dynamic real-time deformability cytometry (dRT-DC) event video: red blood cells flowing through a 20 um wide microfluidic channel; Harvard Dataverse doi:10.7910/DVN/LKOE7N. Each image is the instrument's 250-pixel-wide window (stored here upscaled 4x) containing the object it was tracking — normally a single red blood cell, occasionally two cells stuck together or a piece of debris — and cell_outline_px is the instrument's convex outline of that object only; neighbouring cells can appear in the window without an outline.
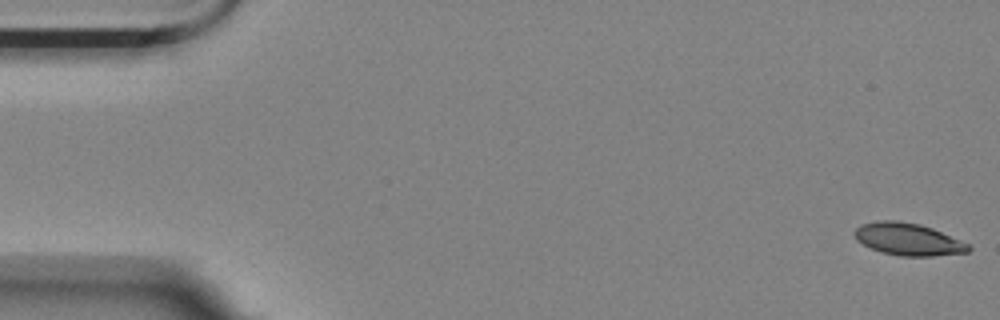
{"species": "Egyptian fruit bat (a non-hibernating species)", "species_latin": "Rousettus aegyptiacus", "temperature_condition": "room temperature", "stored_images_in_passage": 6, "camera_frame_rate_fps": 3000, "um_per_image_px": 0.085, "animal": {"sex": "female"}, "frame": {"image": 1, "passage_image": 1, "time_ms": 0.0, "image_size_px": [1000, 320], "cell_outline_px": [[972, 248], [968, 252], [932, 256], [900, 256], [884, 252], [872, 248], [856, 240], [856, 228], [860, 224], [876, 220], [900, 220], [920, 224], [932, 228], [960, 240], [968, 244]], "centroid_in_image_um": [77.2, 20.32], "position_along_channel_um": 7.8, "area_um2": 21.27}}
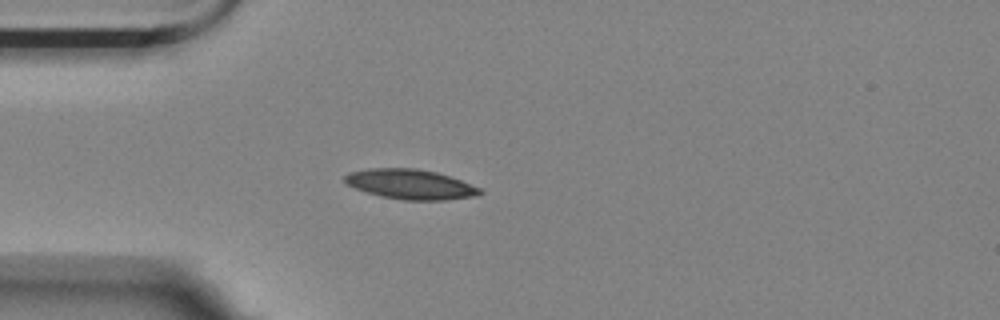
{"frame": {"image": 2, "passage_image": 5, "time_ms": 4.667, "image_size_px": [1000, 320], "cell_outline_px": [[484, 192], [476, 196], [448, 200], [404, 200], [380, 196], [356, 188], [348, 184], [344, 180], [344, 176], [348, 172], [368, 168], [416, 168], [436, 172], [460, 180], [480, 188]], "centroid_in_image_um": [34.89, 15.66], "position_along_channel_um": 50.1, "area_um2": 23.47}}